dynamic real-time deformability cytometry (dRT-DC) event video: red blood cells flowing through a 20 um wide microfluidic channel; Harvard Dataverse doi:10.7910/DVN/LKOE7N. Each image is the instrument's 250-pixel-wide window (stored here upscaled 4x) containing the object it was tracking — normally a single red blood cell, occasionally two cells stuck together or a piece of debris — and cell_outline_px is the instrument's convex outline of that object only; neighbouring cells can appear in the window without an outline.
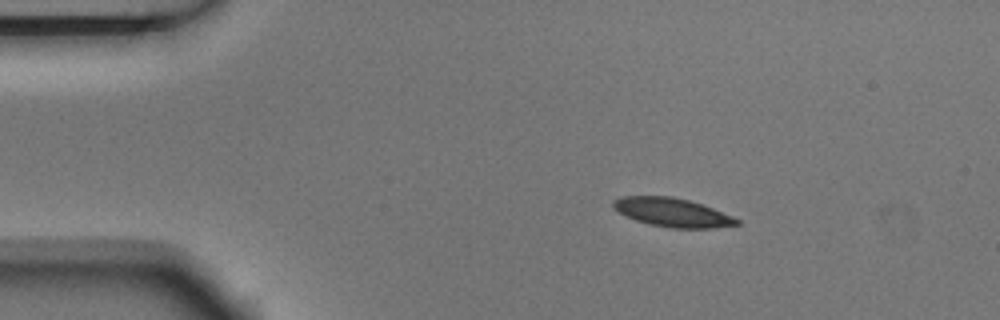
{"species": "Egyptian fruit bat (a non-hibernating species)", "species_latin": "Rousettus aegyptiacus", "temperature_condition": "room temperature", "stored_images_in_passage": 3, "camera_frame_rate_fps": 3000, "um_per_image_px": 0.085, "animal": {"sex": "male"}, "frame": {"image": 1, "passage_image": 1, "time_ms": 0.0, "image_size_px": [1000, 320], "cell_outline_px": [[740, 224], [712, 228], [668, 228], [648, 224], [636, 220], [612, 208], [612, 200], [620, 196], [672, 196], [688, 200], [712, 208], [732, 216], [740, 220]], "centroid_in_image_um": [57.12, 18.05], "position_along_channel_um": 27.9, "area_um2": 20.63}}
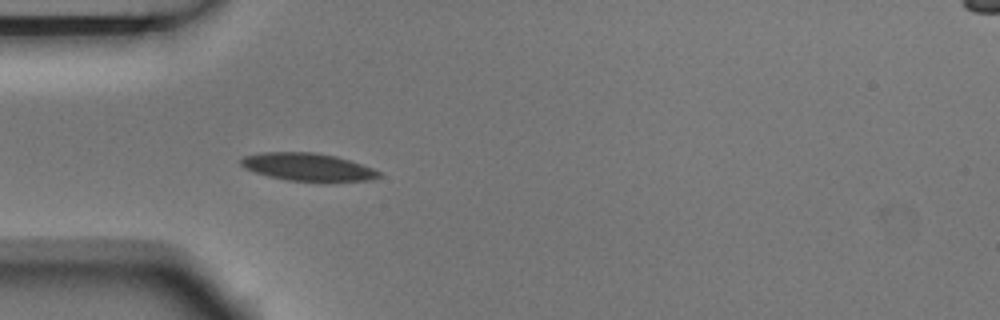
{"frame": {"image": 2, "passage_image": 3, "time_ms": 0.667, "image_size_px": [1000, 320], "cell_outline_px": [[380, 176], [368, 180], [288, 180], [268, 176], [244, 168], [240, 164], [240, 160], [244, 156], [260, 152], [316, 152], [336, 156], [372, 168], [380, 172]], "centroid_in_image_um": [26.08, 14.16], "position_along_channel_um": 58.9, "area_um2": 21.73}}